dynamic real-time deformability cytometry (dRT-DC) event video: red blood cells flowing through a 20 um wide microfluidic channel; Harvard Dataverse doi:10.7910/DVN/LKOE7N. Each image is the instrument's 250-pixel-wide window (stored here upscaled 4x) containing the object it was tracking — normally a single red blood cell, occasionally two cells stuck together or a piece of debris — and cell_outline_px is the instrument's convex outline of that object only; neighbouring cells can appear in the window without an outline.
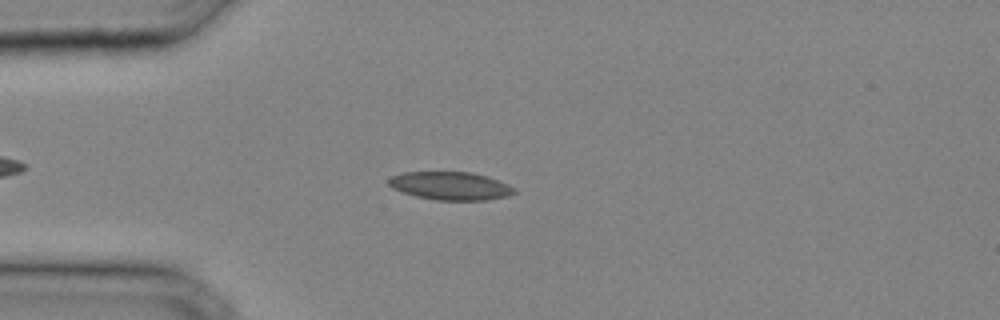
{"species": "common noctule bat (a hibernating species)", "species_latin": "Nyctalus noctula", "temperature_condition": "cold", "stored_images_in_passage": 30, "camera_frame_rate_fps": 3000, "um_per_image_px": 0.085, "animal": {"sex": "male", "body_mass_g": 20.4}, "frame": {"image": 1, "passage_image": 5, "time_ms": 1.333, "image_size_px": [1000, 320], "cell_outline_px": [[516, 192], [508, 196], [488, 200], [436, 200], [416, 196], [392, 188], [388, 184], [388, 180], [392, 176], [404, 172], [472, 172], [488, 176], [508, 184], [516, 188]], "centroid_in_image_um": [38.33, 15.8], "position_along_channel_um": 46.7, "area_um2": 20.63}}
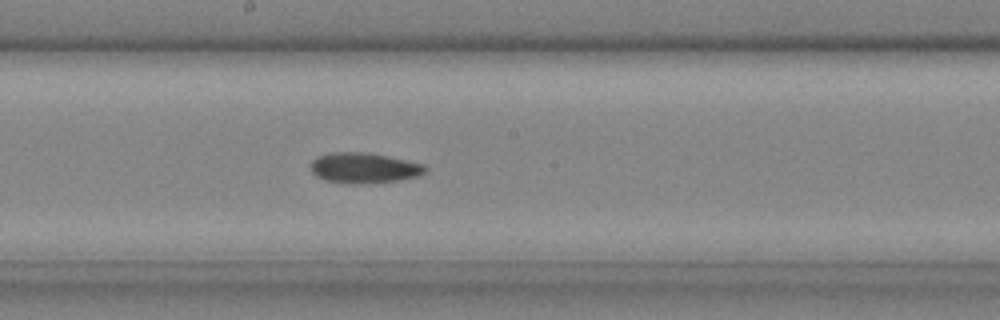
{"frame": {"image": 2, "passage_image": 15, "time_ms": 4.667, "image_size_px": [1000, 320], "cell_outline_px": [[428, 168], [420, 176], [396, 180], [352, 184], [324, 180], [316, 176], [312, 172], [312, 160], [316, 156], [328, 152], [364, 152], [388, 156], [424, 164]], "centroid_in_image_um": [30.92, 14.26], "position_along_channel_um": 217.3, "area_um2": 20.23}}
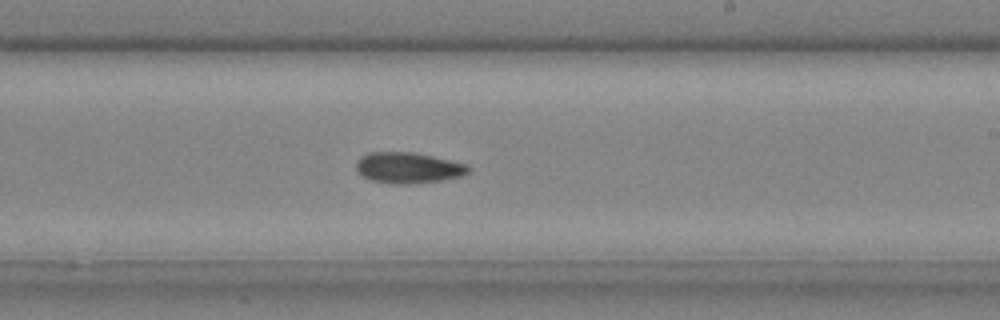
{"frame": {"image": 3, "passage_image": 17, "time_ms": 5.333, "image_size_px": [1000, 320], "cell_outline_px": [[472, 168], [468, 172], [460, 176], [440, 180], [404, 184], [396, 184], [372, 180], [364, 176], [356, 168], [356, 160], [360, 156], [368, 152], [416, 152], [468, 164]], "centroid_in_image_um": [34.7, 14.24], "position_along_channel_um": 254.3, "area_um2": 20.11}}